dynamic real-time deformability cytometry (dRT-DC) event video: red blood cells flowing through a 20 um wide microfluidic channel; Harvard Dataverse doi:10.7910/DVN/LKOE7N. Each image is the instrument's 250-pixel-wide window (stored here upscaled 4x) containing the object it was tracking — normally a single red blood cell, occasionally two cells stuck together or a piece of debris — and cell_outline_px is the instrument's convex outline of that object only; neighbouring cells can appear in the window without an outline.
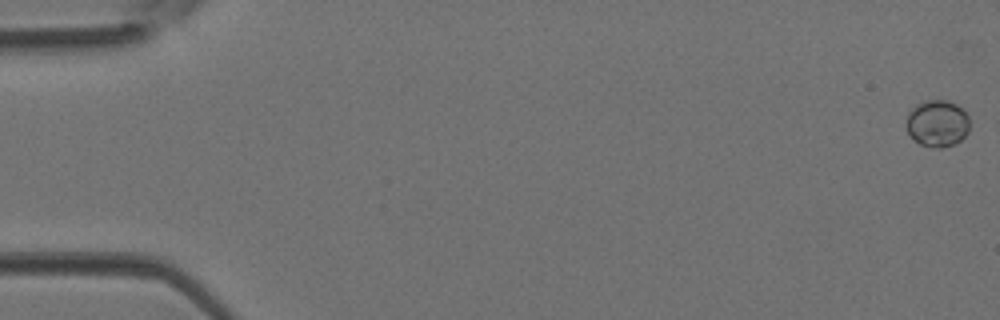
{"species": "Egyptian fruit bat (a non-hibernating species)", "species_latin": "Rousettus aegyptiacus", "temperature_condition": "room temperature", "stored_images_in_passage": 6, "camera_frame_rate_fps": 3000, "um_per_image_px": 0.085, "animal": {"sex": "female"}, "frame": {"image": 1, "passage_image": 1, "time_ms": 0.0, "image_size_px": [1000, 320], "cell_outline_px": [[968, 132], [960, 140], [952, 144], [940, 148], [932, 148], [920, 144], [912, 140], [908, 132], [908, 112], [916, 104], [924, 100], [948, 100], [956, 104], [968, 116]], "centroid_in_image_um": [79.65, 10.49], "position_along_channel_um": 5.3, "area_um2": 17.17}}